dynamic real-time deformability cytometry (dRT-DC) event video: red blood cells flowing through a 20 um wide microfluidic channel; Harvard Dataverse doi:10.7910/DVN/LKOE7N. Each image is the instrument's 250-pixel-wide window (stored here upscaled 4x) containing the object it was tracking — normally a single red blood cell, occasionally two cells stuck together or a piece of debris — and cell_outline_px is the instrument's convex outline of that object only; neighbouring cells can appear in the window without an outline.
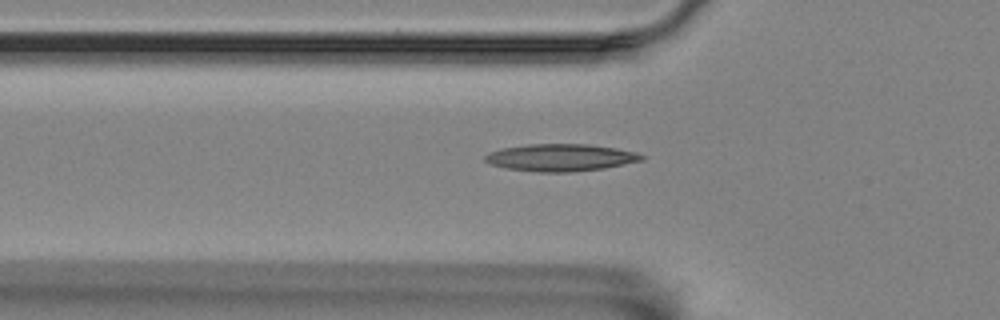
{"species": "Egyptian fruit bat (a non-hibernating species)", "species_latin": "Rousettus aegyptiacus", "temperature_condition": "room temperature", "stored_images_in_passage": 40, "camera_frame_rate_fps": 3000, "um_per_image_px": 0.085, "animal": {"sex": "female"}, "frame": {"image": 1, "passage_image": 4, "time_ms": 1.0, "image_size_px": [1000, 320], "cell_outline_px": [[644, 160], [604, 168], [568, 172], [536, 172], [508, 168], [492, 164], [484, 160], [484, 156], [488, 152], [500, 148], [528, 144], [588, 144], [616, 148], [636, 152], [644, 156]], "centroid_in_image_um": [47.64, 13.38], "position_along_channel_um": 78.2, "area_um2": 24.8}}
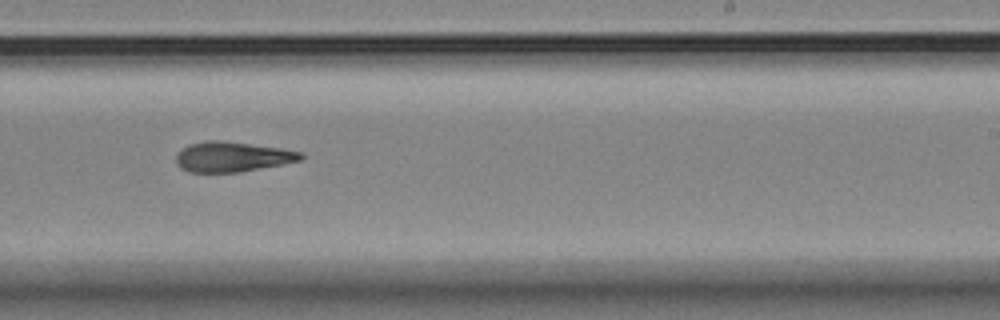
{"frame": {"image": 2, "passage_image": 20, "time_ms": 6.333, "image_size_px": [1000, 320], "cell_outline_px": [[304, 156], [300, 160], [240, 172], [188, 172], [180, 168], [176, 164], [176, 156], [188, 144], [208, 140], [220, 140], [280, 148], [304, 152]], "centroid_in_image_um": [19.72, 13.32], "position_along_channel_um": 269.3, "area_um2": 21.68}}
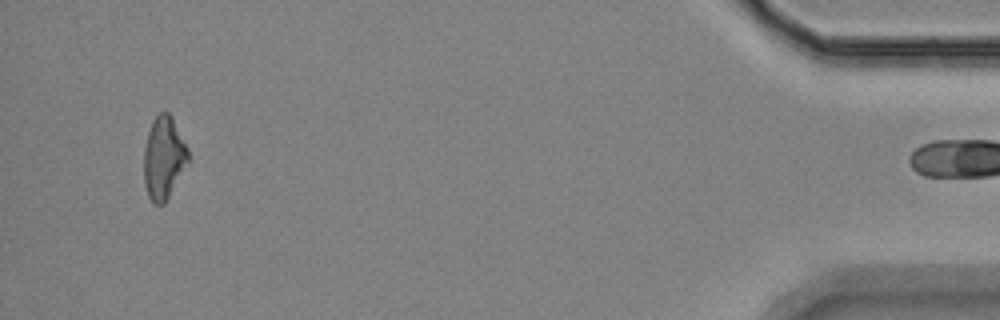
{"frame": {"image": 3, "passage_image": 39, "time_ms": 12.667, "image_size_px": [1000, 320], "cell_outline_px": [[188, 164], [164, 204], [152, 204], [148, 196], [144, 184], [144, 148], [148, 132], [152, 120], [160, 112], [168, 112], [172, 116], [188, 148]], "centroid_in_image_um": [13.91, 13.42], "position_along_channel_um": 421.3, "area_um2": 21.44}}